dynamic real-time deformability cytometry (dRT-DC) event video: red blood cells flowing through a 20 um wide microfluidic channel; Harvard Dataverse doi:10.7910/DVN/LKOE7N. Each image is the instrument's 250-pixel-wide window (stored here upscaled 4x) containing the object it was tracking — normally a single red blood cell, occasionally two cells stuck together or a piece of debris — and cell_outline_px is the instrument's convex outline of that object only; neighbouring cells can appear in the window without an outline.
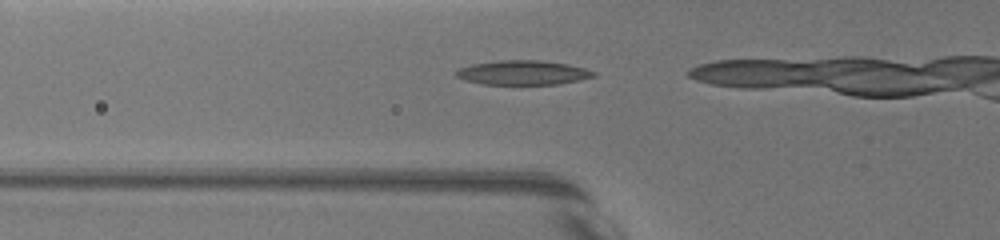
{"species": "common noctule bat (a hibernating species)", "species_latin": "Nyctalus noctula", "temperature_condition": "warm", "stored_images_in_passage": 10, "camera_frame_rate_fps": 3000, "um_per_image_px": 0.085, "animal": {"sex": "female", "body_mass_g": 19.5, "forearm_length_mm": 54.1}, "frame": {"image": 1, "passage_image": 3, "time_ms": 0.333, "image_size_px": [1000, 240], "cell_outline_px": [[596, 76], [580, 80], [556, 84], [484, 84], [464, 80], [456, 76], [452, 72], [460, 68], [472, 64], [500, 60], [536, 60], [568, 64], [584, 68], [596, 72]], "centroid_in_image_um": [44.43, 6.17], "position_along_channel_um": 81.4, "area_um2": 19.48}}